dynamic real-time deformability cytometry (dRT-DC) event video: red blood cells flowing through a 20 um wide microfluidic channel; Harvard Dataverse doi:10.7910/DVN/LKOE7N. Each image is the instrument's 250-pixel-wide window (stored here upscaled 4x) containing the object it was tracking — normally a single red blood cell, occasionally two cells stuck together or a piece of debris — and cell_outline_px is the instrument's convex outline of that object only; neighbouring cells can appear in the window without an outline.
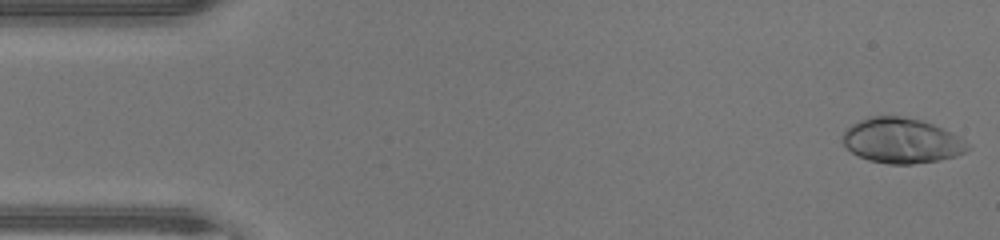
{"species": "human", "species_latin": "Homo sapiens", "temperature_condition": "warm", "stored_images_in_passage": 46, "camera_frame_rate_fps": 3000, "um_per_image_px": 0.085, "donor": {"sex": "male"}, "frame": {"image": 1, "passage_image": 1, "time_ms": 0.0, "image_size_px": [1000, 240], "cell_outline_px": [[972, 148], [956, 156], [940, 160], [912, 164], [888, 164], [868, 160], [852, 152], [840, 140], [840, 136], [852, 124], [868, 116], [900, 116], [924, 120], [952, 132], [972, 144]], "centroid_in_image_um": [76.67, 11.95], "position_along_channel_um": 8.3, "area_um2": 33.29}}
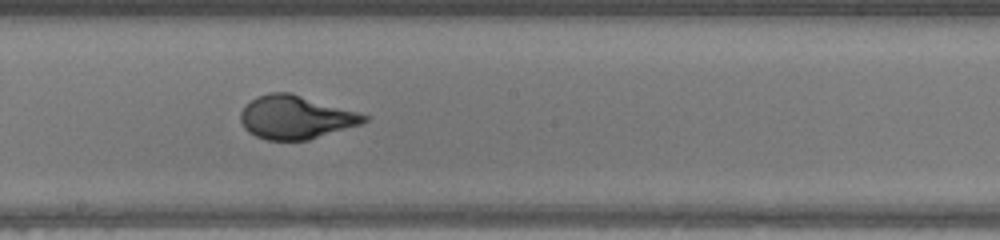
{"frame": {"image": 2, "passage_image": 25, "time_ms": 8.0, "image_size_px": [1000, 240], "cell_outline_px": [[368, 120], [360, 124], [308, 140], [268, 140], [256, 136], [248, 132], [244, 128], [240, 120], [240, 112], [256, 96], [268, 92], [292, 92], [356, 112], [368, 116]], "centroid_in_image_um": [25.09, 9.96], "position_along_channel_um": 223.1, "area_um2": 30.98}}
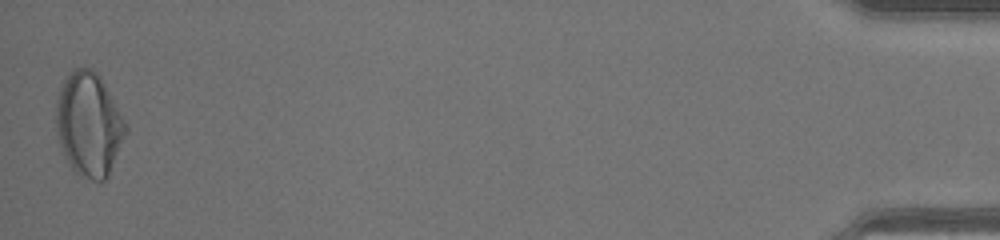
{"frame": {"image": 3, "passage_image": 46, "time_ms": 15.0, "image_size_px": [1000, 240], "cell_outline_px": [[128, 132], [108, 176], [104, 180], [92, 180], [80, 176], [68, 164], [64, 156], [56, 132], [56, 100], [60, 88], [64, 80], [72, 68], [92, 68], [100, 76], [128, 124]], "centroid_in_image_um": [7.57, 10.57], "position_along_channel_um": 427.6, "area_um2": 42.48}, "authors_computed_cell_mechanics": {"area_um2": 31.4143, "velocity_mm_per_s": 4.3971, "shape_relaxation_time_tau1_ms": 4.406, "shape_relaxation_time_tau2_ms": null, "deformation_change_tau1": 0.2456, "deformation_change_tau2": null}}